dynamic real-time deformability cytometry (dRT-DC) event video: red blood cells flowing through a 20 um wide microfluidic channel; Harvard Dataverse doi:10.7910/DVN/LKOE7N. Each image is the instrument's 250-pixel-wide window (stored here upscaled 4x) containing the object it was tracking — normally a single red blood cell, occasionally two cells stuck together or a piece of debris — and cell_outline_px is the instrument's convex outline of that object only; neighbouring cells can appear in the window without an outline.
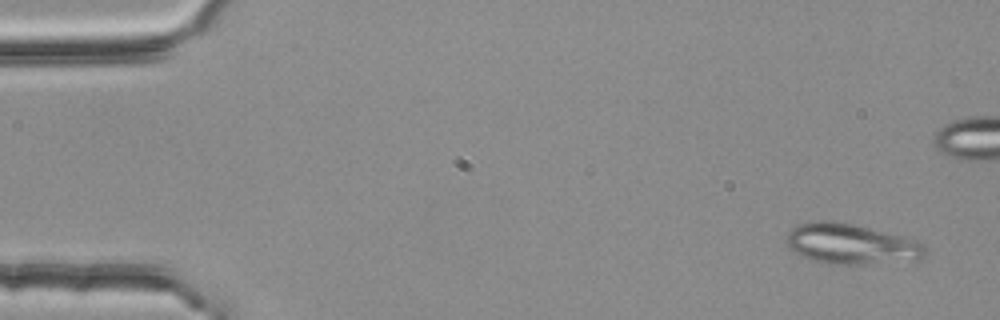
{"species": "common noctule bat (a hibernating species)", "species_latin": "Nyctalus noctula", "temperature_condition": "room temperature", "stored_images_in_passage": 54, "segment_of_instrument_passage": [1, 2], "camera_frame_rate_fps": 3000, "um_per_image_px": 0.085, "animal": {"sex": "female", "body_mass_g": 25.1}, "frame": {"image": 1, "passage_image": 3, "time_ms": 0.667, "image_size_px": [1000, 320], "cell_outline_px": [[928, 252], [920, 260], [860, 264], [828, 264], [808, 260], [792, 252], [788, 248], [784, 240], [784, 236], [792, 228], [800, 224], [820, 220], [836, 220], [856, 224], [904, 236], [924, 244], [928, 248]], "centroid_in_image_um": [72.32, 20.74], "position_along_channel_um": 12.7, "area_um2": 33.52}}